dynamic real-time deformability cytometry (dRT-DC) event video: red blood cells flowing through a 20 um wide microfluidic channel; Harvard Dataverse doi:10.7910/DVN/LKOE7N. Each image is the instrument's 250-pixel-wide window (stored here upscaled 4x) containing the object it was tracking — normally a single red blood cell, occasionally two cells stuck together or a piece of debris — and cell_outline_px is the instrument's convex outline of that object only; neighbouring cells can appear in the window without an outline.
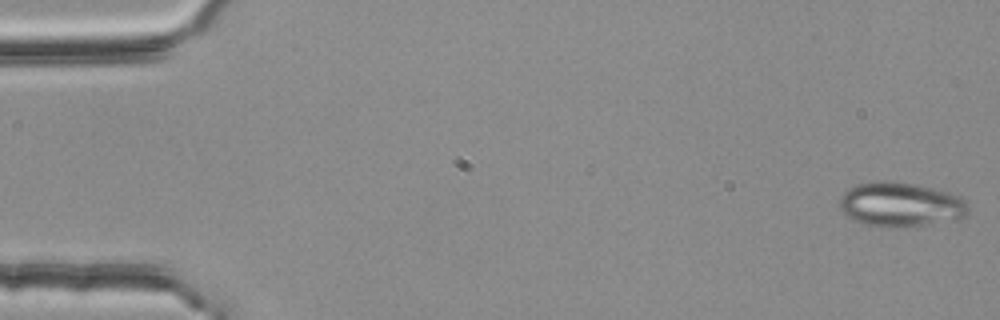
{"species": "common noctule bat (a hibernating species)", "species_latin": "Nyctalus noctula", "temperature_condition": "room temperature", "stored_images_in_passage": 54, "camera_frame_rate_fps": 3000, "um_per_image_px": 0.085, "animal": {"sex": "female", "body_mass_g": 25.1}, "frame": {"image": 1, "passage_image": 1, "time_ms": 0.0, "image_size_px": [1000, 320], "cell_outline_px": [[968, 212], [964, 216], [956, 220], [900, 228], [880, 228], [864, 224], [852, 220], [840, 208], [840, 196], [848, 188], [860, 184], [876, 180], [884, 180], [912, 184], [952, 192], [960, 196], [968, 204]], "centroid_in_image_um": [76.55, 17.4], "position_along_channel_um": 8.4, "area_um2": 33.7}}
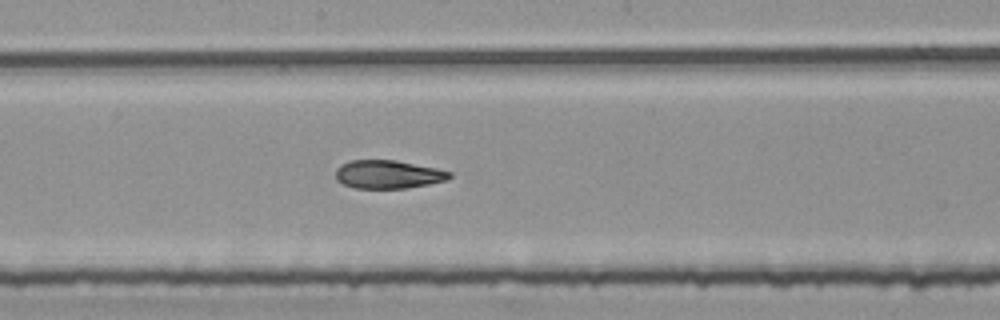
{"frame": {"image": 2, "passage_image": 29, "time_ms": 9.333, "image_size_px": [1000, 320], "cell_outline_px": [[452, 176], [448, 180], [428, 184], [404, 188], [352, 188], [336, 180], [336, 168], [340, 164], [348, 160], [396, 160], [436, 168], [452, 172]], "centroid_in_image_um": [32.97, 14.81], "position_along_channel_um": 215.2, "area_um2": 18.9}}
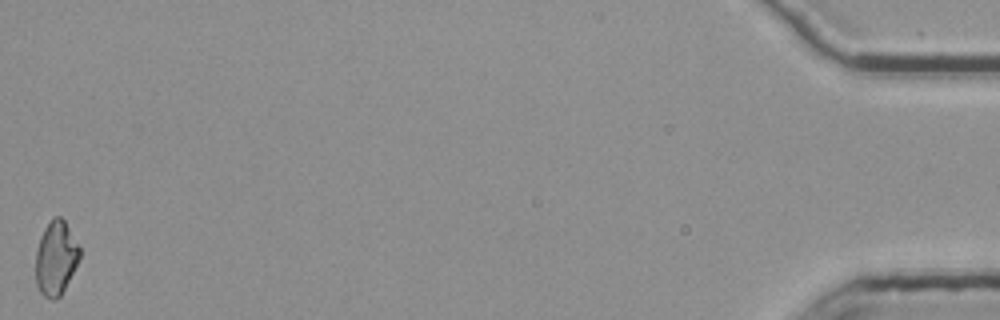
{"frame": {"image": 3, "passage_image": 54, "time_ms": 17.667, "image_size_px": [1000, 320], "cell_outline_px": [[80, 256], [60, 296], [56, 300], [52, 300], [44, 296], [40, 292], [36, 284], [36, 252], [40, 236], [44, 228], [52, 216], [60, 216], [64, 220], [80, 248]], "centroid_in_image_um": [4.72, 21.92], "position_along_channel_um": 430.5, "area_um2": 18.79}, "authors_computed_cell_mechanics": {"area_um2": 19.5075, "velocity_mm_per_s": 3.7892, "shape_relaxation_time_tau1_ms": null, "shape_relaxation_time_tau2_ms": 4.1868, "deformation_change_tau1": null, "deformation_change_tau2": 0.1016}}